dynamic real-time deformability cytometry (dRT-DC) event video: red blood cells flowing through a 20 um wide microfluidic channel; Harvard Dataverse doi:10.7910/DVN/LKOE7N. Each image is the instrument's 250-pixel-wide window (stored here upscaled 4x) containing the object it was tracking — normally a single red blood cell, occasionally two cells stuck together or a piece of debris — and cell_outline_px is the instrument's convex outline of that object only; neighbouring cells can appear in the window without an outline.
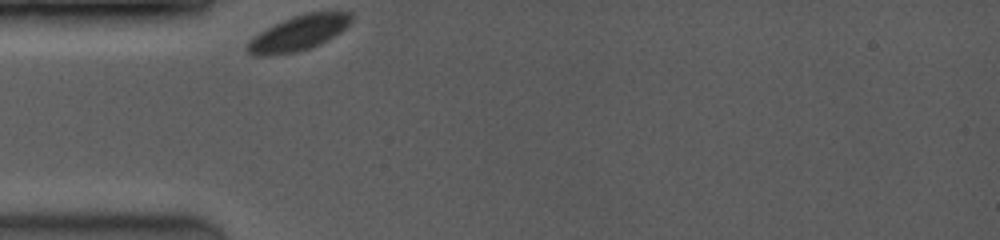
{"species": "common noctule bat (a hibernating species)", "species_latin": "Nyctalus noctula", "temperature_condition": "room temperature", "stored_images_in_passage": 5, "camera_frame_rate_fps": 3500, "um_per_image_px": 0.085, "animal": {"sex": "female", "body_mass_g": 19.0, "forearm_length_mm": 53.3}, "frame": {"image": 1, "passage_image": 1, "time_ms": 0.0, "image_size_px": [1000, 240], "cell_outline_px": [[352, 20], [340, 32], [328, 40], [320, 44], [296, 52], [268, 56], [252, 56], [244, 48], [248, 40], [252, 36], [292, 16], [304, 12], [352, 12]], "centroid_in_image_um": [25.32, 2.83], "position_along_channel_um": 59.7, "area_um2": 21.27}}